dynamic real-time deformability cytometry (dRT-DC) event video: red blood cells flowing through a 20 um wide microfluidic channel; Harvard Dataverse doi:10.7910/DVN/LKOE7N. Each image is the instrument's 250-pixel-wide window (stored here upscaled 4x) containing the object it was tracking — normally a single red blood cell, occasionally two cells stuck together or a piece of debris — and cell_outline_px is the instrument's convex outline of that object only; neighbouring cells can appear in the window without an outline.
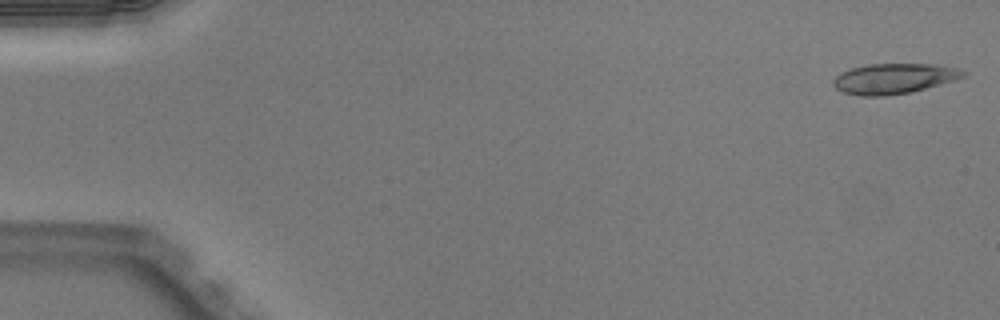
{"species": "Egyptian fruit bat (a non-hibernating species)", "species_latin": "Rousettus aegyptiacus", "temperature_condition": "warm", "stored_images_in_passage": 50, "camera_frame_rate_fps": 3000, "um_per_image_px": 0.085, "animal": {"sex": "male"}, "frame": {"image": 1, "passage_image": 1, "time_ms": 0.0, "image_size_px": [1000, 320], "cell_outline_px": [[964, 76], [952, 80], [912, 92], [884, 96], [860, 96], [844, 92], [836, 88], [832, 84], [832, 80], [840, 72], [852, 68], [868, 64], [932, 64], [956, 68], [964, 72]], "centroid_in_image_um": [75.9, 6.68], "position_along_channel_um": 9.1, "area_um2": 22.66}}
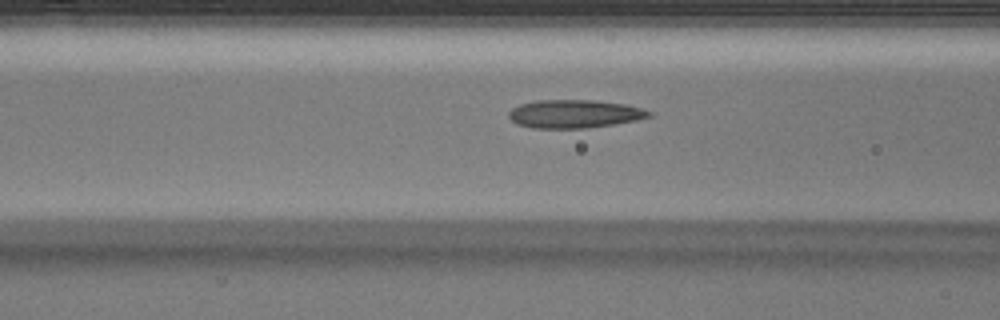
{"frame": {"image": 2, "passage_image": 20, "time_ms": 6.333, "image_size_px": [1000, 320], "cell_outline_px": [[652, 116], [636, 120], [588, 128], [532, 128], [516, 124], [508, 116], [508, 112], [512, 108], [520, 104], [536, 100], [592, 100], [624, 104], [644, 108], [652, 112]], "centroid_in_image_um": [48.81, 9.68], "position_along_channel_um": 117.8, "area_um2": 23.12}}
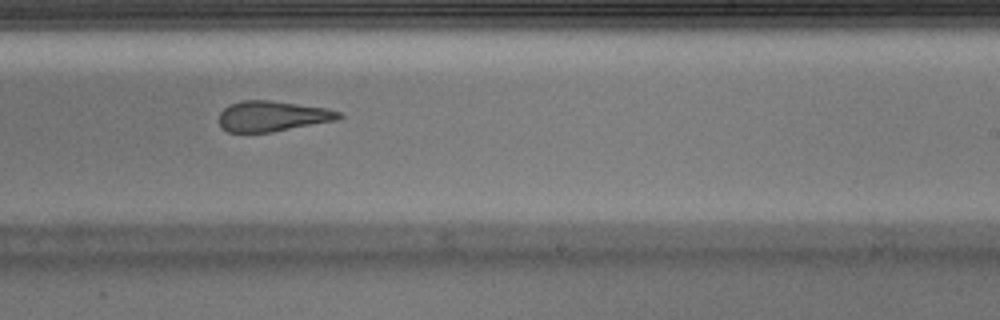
{"frame": {"image": 3, "passage_image": 31, "time_ms": 10.0, "image_size_px": [1000, 320], "cell_outline_px": [[344, 116], [336, 120], [272, 132], [228, 132], [220, 128], [220, 112], [228, 104], [244, 100], [268, 100], [324, 108], [340, 112]], "centroid_in_image_um": [23.11, 9.88], "position_along_channel_um": 265.9, "area_um2": 21.1}, "authors_computed_cell_mechanics": {"area_um2": 22.9177, "velocity_mm_per_s": 4.0432, "shape_relaxation_time_tau1_ms": null, "shape_relaxation_time_tau2_ms": 2.6097, "deformation_change_tau1": null, "deformation_change_tau2": 0.1299}}